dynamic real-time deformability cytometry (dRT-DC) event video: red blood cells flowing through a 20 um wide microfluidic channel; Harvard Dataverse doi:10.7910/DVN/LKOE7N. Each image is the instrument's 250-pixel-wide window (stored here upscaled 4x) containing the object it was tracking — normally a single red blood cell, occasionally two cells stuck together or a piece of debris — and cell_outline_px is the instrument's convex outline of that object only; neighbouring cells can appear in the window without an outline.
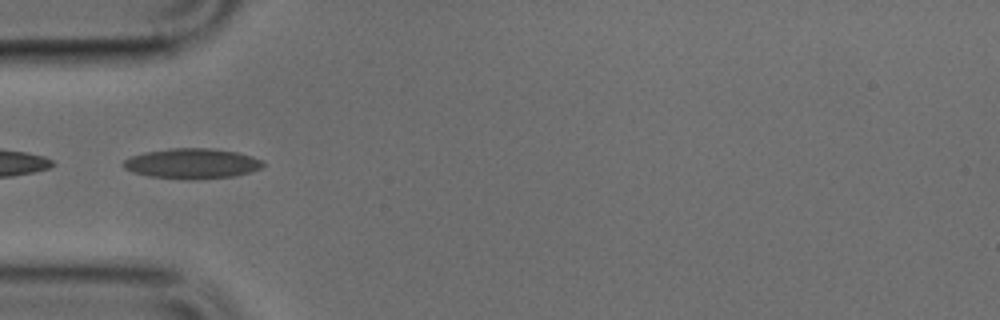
{"species": "common noctule bat (a hibernating species)", "species_latin": "Nyctalus noctula", "temperature_condition": "cold", "stored_images_in_passage": 13, "camera_frame_rate_fps": 3000, "um_per_image_px": 0.085, "animal": {"sex": "male", "body_mass_g": 17.9, "forearm_length_mm": 54.2}, "frame": {"image": 1, "passage_image": 4, "time_ms": 1.0, "image_size_px": [1000, 320], "cell_outline_px": [[264, 164], [260, 168], [248, 172], [232, 176], [152, 176], [136, 172], [124, 168], [120, 164], [124, 160], [132, 156], [144, 152], [172, 148], [208, 148], [236, 152], [252, 156], [264, 160]], "centroid_in_image_um": [16.32, 13.83], "position_along_channel_um": 68.7, "area_um2": 23.18}}
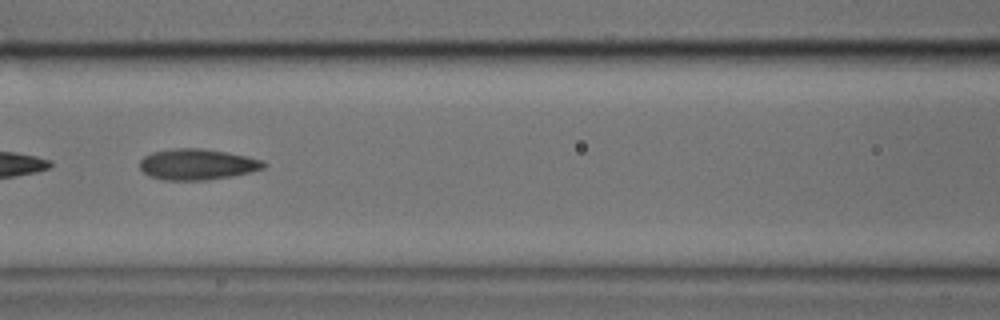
{"frame": {"image": 2, "passage_image": 10, "time_ms": 3.0, "image_size_px": [1000, 320], "cell_outline_px": [[268, 164], [264, 168], [232, 176], [204, 180], [164, 180], [148, 176], [140, 168], [140, 160], [144, 156], [152, 152], [172, 148], [204, 148], [264, 160]], "centroid_in_image_um": [16.74, 13.97], "position_along_channel_um": 149.9, "area_um2": 22.31}}